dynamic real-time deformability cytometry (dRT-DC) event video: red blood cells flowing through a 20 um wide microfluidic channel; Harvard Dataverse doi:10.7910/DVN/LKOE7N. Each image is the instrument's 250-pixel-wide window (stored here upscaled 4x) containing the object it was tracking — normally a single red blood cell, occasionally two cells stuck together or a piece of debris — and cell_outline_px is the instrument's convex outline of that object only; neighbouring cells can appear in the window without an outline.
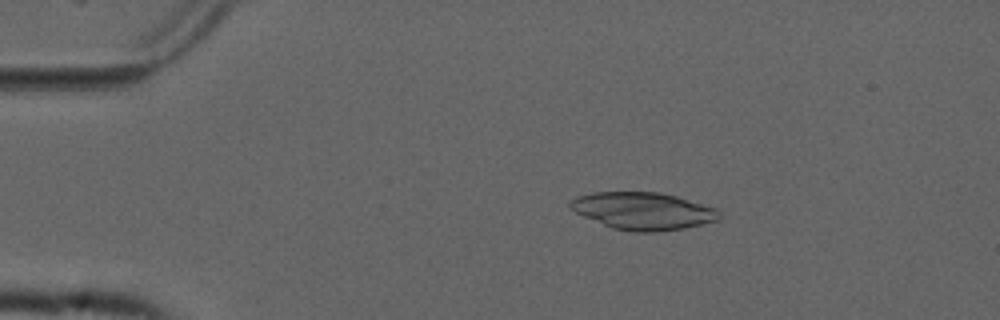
{"species": "common noctule bat (a hibernating species)", "species_latin": "Nyctalus noctula", "temperature_condition": "cold", "stored_images_in_passage": 54, "camera_frame_rate_fps": 3000, "um_per_image_px": 0.085, "animal": {"sex": "male", "forearm_length_mm": 52.5}, "frame": {"image": 1, "passage_image": 10, "time_ms": 3.0, "image_size_px": [1000, 320], "cell_outline_px": [[724, 216], [720, 220], [684, 228], [656, 232], [632, 232], [612, 228], [584, 216], [568, 208], [568, 204], [576, 196], [592, 192], [660, 192], [676, 196], [720, 208]], "centroid_in_image_um": [54.73, 17.93], "position_along_channel_um": 30.3, "area_um2": 32.89}}
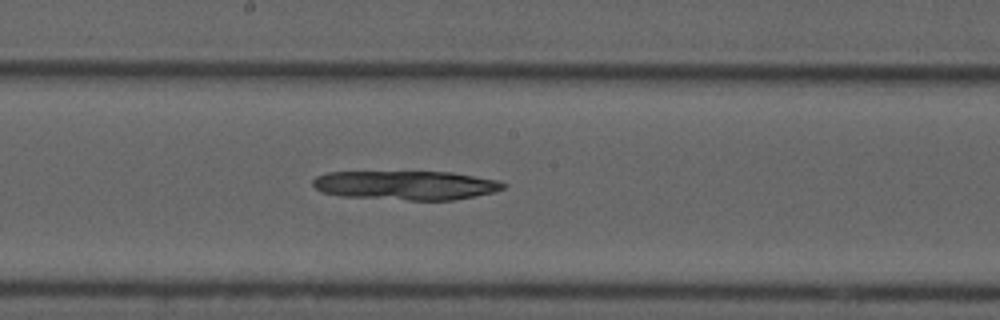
{"frame": {"image": 2, "passage_image": 29, "time_ms": 9.333, "image_size_px": [1000, 320], "cell_outline_px": [[508, 184], [504, 188], [492, 192], [452, 200], [408, 200], [340, 196], [320, 192], [312, 184], [312, 180], [316, 176], [328, 172], [452, 172], [496, 180]], "centroid_in_image_um": [34.45, 15.74], "position_along_channel_um": 213.7, "area_um2": 32.19}}